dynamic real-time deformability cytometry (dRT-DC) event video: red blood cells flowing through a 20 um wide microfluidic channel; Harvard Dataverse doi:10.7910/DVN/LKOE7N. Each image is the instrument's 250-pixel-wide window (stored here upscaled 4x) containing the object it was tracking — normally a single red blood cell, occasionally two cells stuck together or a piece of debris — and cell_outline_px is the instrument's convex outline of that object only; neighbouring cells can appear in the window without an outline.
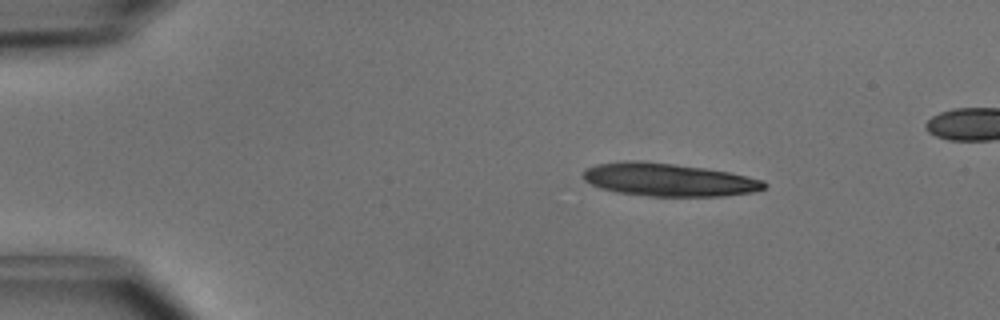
{"species": "common noctule bat (a hibernating species)", "species_latin": "Nyctalus noctula", "temperature_condition": "cold", "stored_images_in_passage": 8, "camera_frame_rate_fps": 3000, "um_per_image_px": 0.085, "animal": {"sex": "male", "body_mass_g": 15.6}, "frame": {"image": 1, "passage_image": 1, "time_ms": 0.0, "image_size_px": [1000, 320], "cell_outline_px": [[768, 184], [764, 188], [752, 192], [724, 196], [648, 196], [616, 192], [600, 188], [584, 180], [580, 176], [584, 168], [596, 164], [628, 160], [640, 160], [704, 168], [728, 172], [764, 180]], "centroid_in_image_um": [56.77, 15.27], "position_along_channel_um": 28.2, "area_um2": 34.91}}